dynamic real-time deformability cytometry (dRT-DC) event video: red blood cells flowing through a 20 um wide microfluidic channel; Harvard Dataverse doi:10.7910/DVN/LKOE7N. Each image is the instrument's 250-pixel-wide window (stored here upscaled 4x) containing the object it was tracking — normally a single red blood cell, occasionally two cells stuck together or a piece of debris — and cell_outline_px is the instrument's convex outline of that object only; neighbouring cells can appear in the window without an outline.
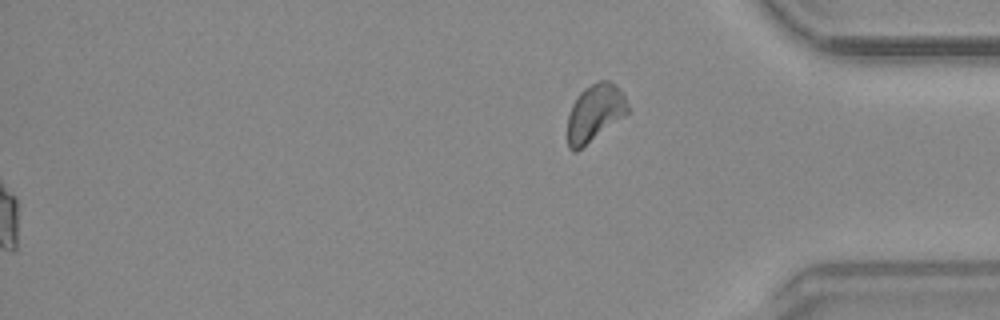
{"species": "common noctule bat (a hibernating species)", "species_latin": "Nyctalus noctula", "temperature_condition": "warm", "stored_images_in_passage": 54, "camera_frame_rate_fps": 3000, "um_per_image_px": 0.085, "animal": {"sex": "male", "body_mass_g": 20.4}, "frame": {"image": 1, "passage_image": 54, "time_ms": 17.667, "image_size_px": [1000, 320], "cell_outline_px": [[628, 112], [624, 116], [576, 152], [572, 152], [568, 148], [568, 116], [572, 104], [580, 92], [584, 88], [600, 80], [608, 80], [616, 84], [624, 96], [628, 104]], "centroid_in_image_um": [50.55, 9.59], "position_along_channel_um": 384.7, "area_um2": 19.88}, "authors_computed_cell_mechanics": {"area_um2": 23.0622, "velocity_mm_per_s": 3.8043, "shape_relaxation_time_tau1_ms": 10.8773, "shape_relaxation_time_tau2_ms": 3.37, "deformation_change_tau1": 0.2493, "deformation_change_tau2": 0.0822}}